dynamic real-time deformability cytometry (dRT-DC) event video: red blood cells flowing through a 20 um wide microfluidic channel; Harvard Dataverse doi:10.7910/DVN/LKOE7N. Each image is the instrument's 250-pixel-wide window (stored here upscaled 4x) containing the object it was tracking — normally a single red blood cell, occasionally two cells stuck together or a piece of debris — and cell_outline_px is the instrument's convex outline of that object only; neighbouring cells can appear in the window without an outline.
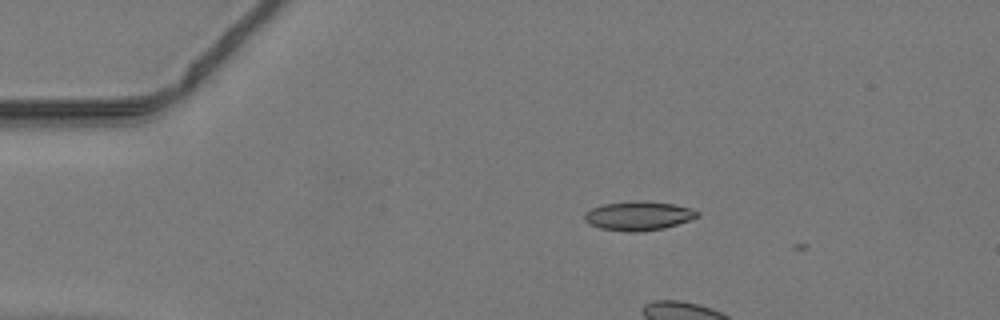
{"species": "common noctule bat (a hibernating species)", "species_latin": "Nyctalus noctula", "temperature_condition": "warm", "stored_images_in_passage": 4, "camera_frame_rate_fps": 3000, "um_per_image_px": 0.085, "animal": {"sex": "male", "body_mass_g": 19.2, "forearm_length_mm": 51.8}, "frame": {"image": 1, "passage_image": 2, "time_ms": 0.333, "image_size_px": [1000, 320], "cell_outline_px": [[700, 216], [664, 228], [640, 232], [628, 232], [600, 228], [588, 224], [584, 220], [584, 212], [592, 208], [604, 204], [632, 200], [644, 200], [672, 204], [692, 208], [700, 212]], "centroid_in_image_um": [54.25, 18.34], "position_along_channel_um": 30.7, "area_um2": 19.31}}